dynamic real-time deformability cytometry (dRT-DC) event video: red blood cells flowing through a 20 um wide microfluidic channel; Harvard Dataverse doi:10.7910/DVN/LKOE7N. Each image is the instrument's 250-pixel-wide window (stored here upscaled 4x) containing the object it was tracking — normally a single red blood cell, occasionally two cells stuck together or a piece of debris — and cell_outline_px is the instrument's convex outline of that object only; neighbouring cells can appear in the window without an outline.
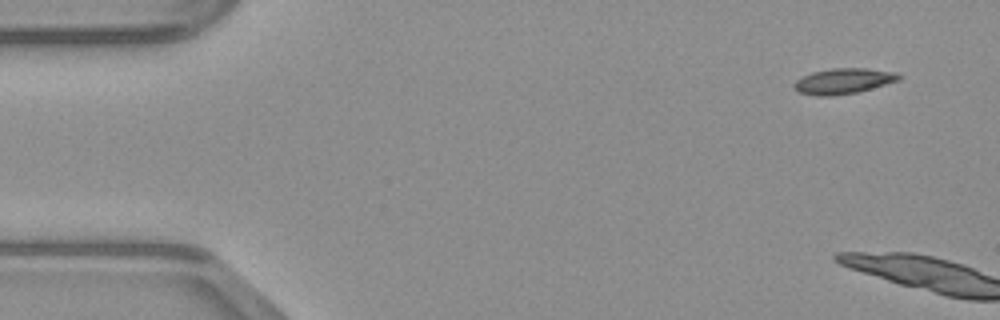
{"species": "common noctule bat (a hibernating species)", "species_latin": "Nyctalus noctula", "temperature_condition": "warm", "stored_images_in_passage": 3, "camera_frame_rate_fps": 3000, "um_per_image_px": 0.085, "animal": {"sex": "male", "body_mass_g": 23.1, "forearm_length_mm": 52.7}, "frame": {"image": 1, "passage_image": 1, "time_ms": 0.0, "image_size_px": [1000, 320], "cell_outline_px": [[904, 76], [900, 80], [856, 92], [832, 96], [816, 96], [800, 92], [792, 88], [792, 84], [796, 80], [812, 72], [832, 68], [868, 68], [896, 72]], "centroid_in_image_um": [71.69, 6.88], "position_along_channel_um": 13.3, "area_um2": 15.66}}